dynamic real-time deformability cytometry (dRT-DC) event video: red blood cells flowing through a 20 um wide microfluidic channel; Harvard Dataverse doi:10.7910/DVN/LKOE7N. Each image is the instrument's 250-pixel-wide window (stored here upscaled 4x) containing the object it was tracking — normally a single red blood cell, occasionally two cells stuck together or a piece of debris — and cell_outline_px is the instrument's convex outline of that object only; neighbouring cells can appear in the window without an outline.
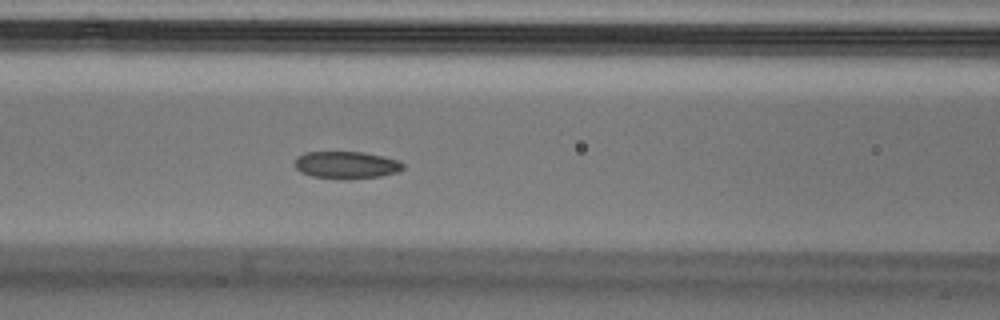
{"species": "Egyptian fruit bat (a non-hibernating species)", "species_latin": "Rousettus aegyptiacus", "temperature_condition": "cold", "stored_images_in_passage": 46, "camera_frame_rate_fps": 3000, "um_per_image_px": 0.085, "animal": {"sex": "male"}, "frame": {"image": 1, "passage_image": 14, "time_ms": 4.333, "image_size_px": [1000, 320], "cell_outline_px": [[404, 168], [400, 172], [380, 176], [344, 180], [312, 176], [300, 172], [296, 168], [296, 160], [304, 152], [360, 152], [380, 156], [396, 160], [404, 164]], "centroid_in_image_um": [29.45, 14.04], "position_along_channel_um": 137.1, "area_um2": 17.11}}
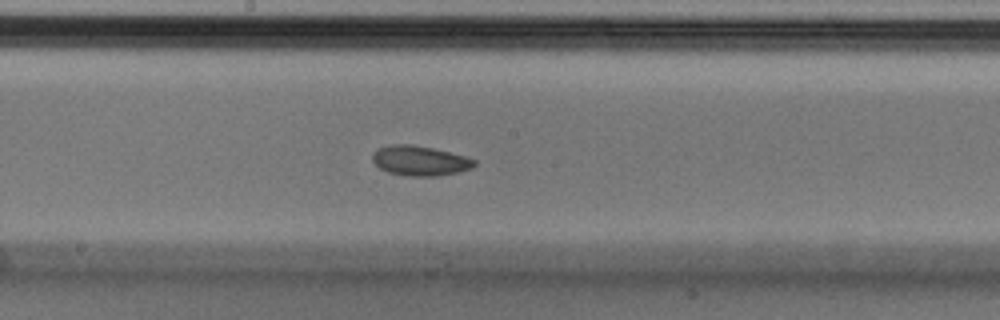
{"frame": {"image": 2, "passage_image": 20, "time_ms": 6.333, "image_size_px": [1000, 320], "cell_outline_px": [[476, 164], [472, 168], [456, 172], [436, 176], [408, 176], [388, 172], [380, 168], [372, 160], [372, 156], [380, 148], [392, 144], [412, 144], [432, 148], [464, 156], [476, 160]], "centroid_in_image_um": [35.7, 13.66], "position_along_channel_um": 212.5, "area_um2": 17.46}}
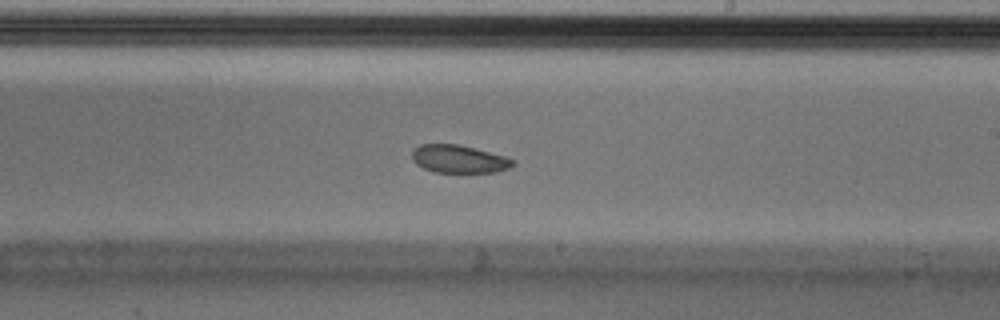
{"frame": {"image": 3, "passage_image": 23, "time_ms": 7.333, "image_size_px": [1000, 320], "cell_outline_px": [[516, 164], [508, 168], [496, 172], [432, 172], [416, 164], [412, 160], [412, 152], [420, 144], [456, 144], [504, 156], [512, 160]], "centroid_in_image_um": [38.97, 13.52], "position_along_channel_um": 250.0, "area_um2": 16.13}, "authors_computed_cell_mechanics": {"area_um2": 18.1203, "velocity_mm_per_s": 3.762, "shape_relaxation_time_tau1_ms": 5.9101, "shape_relaxation_time_tau2_ms": 2.4251, "deformation_change_tau1": 0.1127, "deformation_change_tau2": 0.0578}}